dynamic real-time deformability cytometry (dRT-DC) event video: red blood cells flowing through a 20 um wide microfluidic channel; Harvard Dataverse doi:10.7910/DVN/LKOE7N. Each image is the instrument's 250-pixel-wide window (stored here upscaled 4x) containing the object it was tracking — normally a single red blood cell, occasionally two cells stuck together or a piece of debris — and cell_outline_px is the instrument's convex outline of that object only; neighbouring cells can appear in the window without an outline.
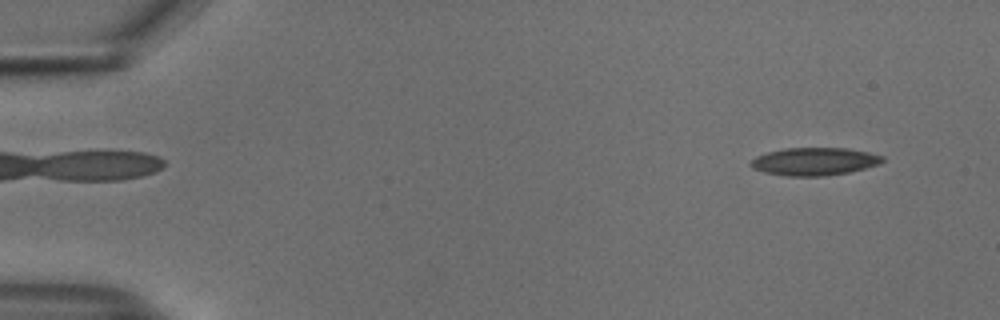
{"species": "common noctule bat (a hibernating species)", "species_latin": "Nyctalus noctula", "temperature_condition": "cold", "stored_images_in_passage": 53, "camera_frame_rate_fps": 3000, "um_per_image_px": 0.085, "animal": {"sex": "male", "body_mass_g": 18.8}, "frame": {"image": 1, "passage_image": 4, "time_ms": 1.0, "image_size_px": [1000, 320], "cell_outline_px": [[884, 160], [876, 164], [864, 168], [848, 172], [824, 176], [788, 176], [764, 172], [752, 168], [748, 164], [756, 156], [768, 152], [784, 148], [844, 148], [868, 152], [884, 156]], "centroid_in_image_um": [69.18, 13.72], "position_along_channel_um": 15.8, "area_um2": 21.15}}
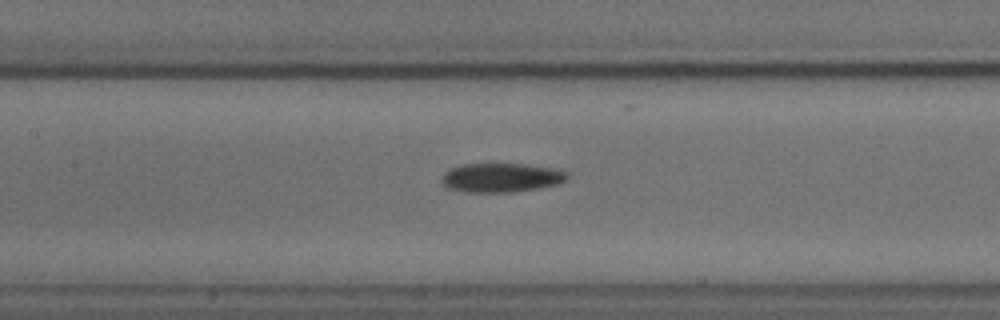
{"frame": {"image": 2, "passage_image": 25, "time_ms": 8.0, "image_size_px": [1000, 320], "cell_outline_px": [[568, 176], [560, 184], [540, 188], [512, 192], [464, 192], [444, 188], [440, 180], [444, 172], [452, 168], [464, 164], [524, 164], [556, 168], [568, 172]], "centroid_in_image_um": [42.59, 15.11], "position_along_channel_um": 164.8, "area_um2": 21.56}}
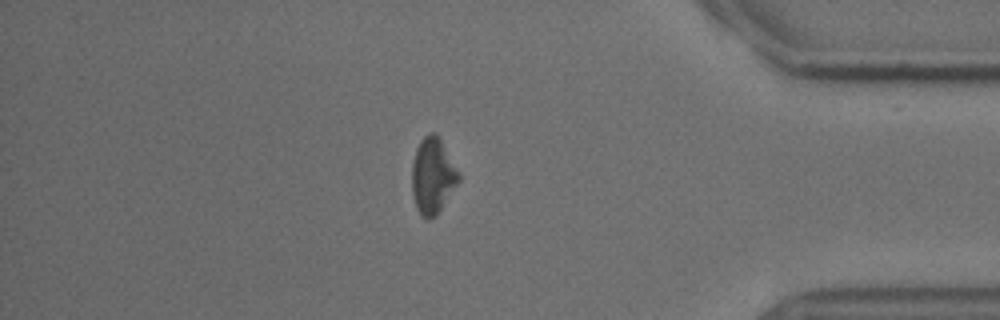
{"frame": {"image": 3, "passage_image": 46, "time_ms": 15.0, "image_size_px": [1000, 320], "cell_outline_px": [[460, 180], [436, 216], [428, 220], [416, 208], [412, 192], [412, 164], [416, 148], [420, 140], [428, 132], [436, 132], [460, 172]], "centroid_in_image_um": [36.78, 14.92], "position_along_channel_um": 398.4, "area_um2": 20.75}, "authors_computed_cell_mechanics": {"area_um2": 21.1548, "velocity_mm_per_s": 3.7454, "shape_relaxation_time_tau1_ms": 6.9, "shape_relaxation_time_tau2_ms": null, "deformation_change_tau1": 0.1486, "deformation_change_tau2": null}}